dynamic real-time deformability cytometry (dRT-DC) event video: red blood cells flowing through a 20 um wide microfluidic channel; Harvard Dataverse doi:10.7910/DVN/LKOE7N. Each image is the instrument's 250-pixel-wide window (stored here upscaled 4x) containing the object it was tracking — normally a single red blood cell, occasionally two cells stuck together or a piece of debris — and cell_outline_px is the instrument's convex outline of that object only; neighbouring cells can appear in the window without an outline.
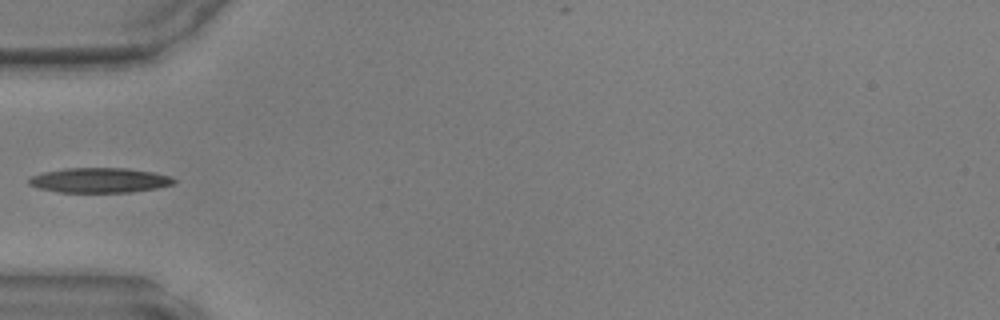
{"species": "common noctule bat (a hibernating species)", "species_latin": "Nyctalus noctula", "temperature_condition": "warm", "stored_images_in_passage": 33, "camera_frame_rate_fps": 3000, "um_per_image_px": 0.085, "animal": {"sex": "male", "body_mass_g": 17.9, "forearm_length_mm": 54.2}, "frame": {"image": 1, "passage_image": 1, "time_ms": 0.0, "image_size_px": [1000, 320], "cell_outline_px": [[176, 180], [172, 184], [156, 188], [132, 192], [56, 192], [40, 188], [28, 184], [28, 180], [32, 176], [44, 172], [64, 168], [124, 168], [152, 172], [168, 176]], "centroid_in_image_um": [8.42, 15.32], "position_along_channel_um": 76.6, "area_um2": 20.81}}
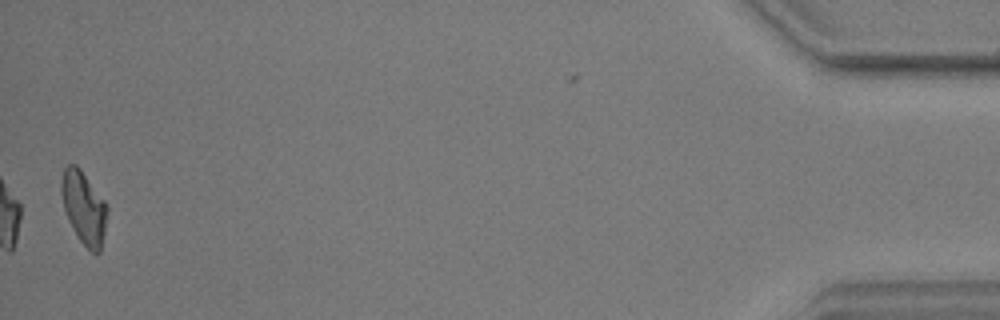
{"frame": {"image": 2, "passage_image": 32, "time_ms": 10.333, "image_size_px": [1000, 320], "cell_outline_px": [[108, 208], [104, 232], [100, 252], [96, 256], [80, 240], [68, 220], [64, 208], [60, 192], [60, 184], [64, 168], [68, 164], [76, 164], [80, 168], [104, 200]], "centroid_in_image_um": [7.11, 17.63], "position_along_channel_um": 428.1, "area_um2": 19.31}}